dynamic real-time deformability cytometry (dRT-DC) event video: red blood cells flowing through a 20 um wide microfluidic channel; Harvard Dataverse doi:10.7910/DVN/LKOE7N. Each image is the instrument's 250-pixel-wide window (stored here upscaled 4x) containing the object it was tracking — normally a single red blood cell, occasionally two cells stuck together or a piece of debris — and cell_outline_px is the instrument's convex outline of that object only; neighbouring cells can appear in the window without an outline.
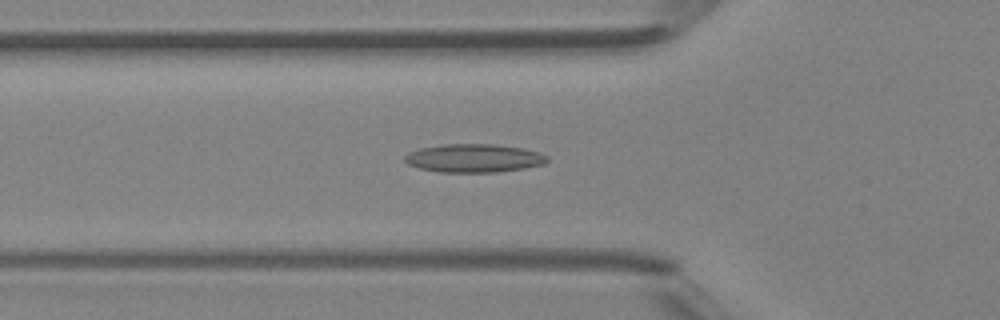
{"species": "Egyptian fruit bat (a non-hibernating species)", "species_latin": "Rousettus aegyptiacus", "temperature_condition": "room temperature", "stored_images_in_passage": 47, "camera_frame_rate_fps": 3000, "um_per_image_px": 0.085, "animal": {"sex": "female"}, "frame": {"image": 1, "passage_image": 16, "time_ms": 5.0, "image_size_px": [1000, 320], "cell_outline_px": [[548, 160], [544, 164], [524, 168], [496, 172], [440, 172], [420, 168], [408, 164], [404, 160], [404, 156], [408, 152], [420, 148], [444, 144], [496, 144], [524, 148], [540, 152], [548, 156]], "centroid_in_image_um": [40.3, 13.44], "position_along_channel_um": 85.5, "area_um2": 23.64}}
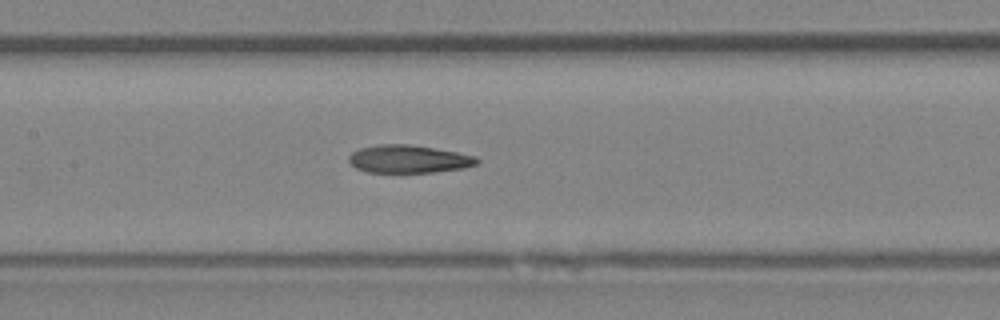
{"frame": {"image": 2, "passage_image": 22, "time_ms": 7.0, "image_size_px": [1000, 320], "cell_outline_px": [[480, 160], [476, 164], [464, 168], [436, 172], [368, 172], [356, 168], [348, 160], [348, 156], [352, 152], [360, 148], [380, 144], [408, 144], [456, 152], [476, 156]], "centroid_in_image_um": [34.73, 13.52], "position_along_channel_um": 172.7, "area_um2": 20.69}}
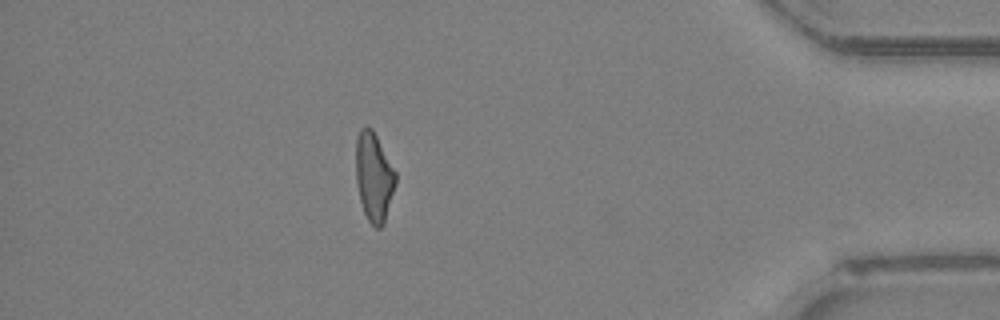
{"frame": {"image": 3, "passage_image": 41, "time_ms": 13.333, "image_size_px": [1000, 320], "cell_outline_px": [[396, 184], [384, 224], [380, 228], [376, 228], [368, 220], [364, 212], [360, 200], [356, 180], [356, 136], [360, 128], [372, 128], [396, 172]], "centroid_in_image_um": [31.78, 15.05], "position_along_channel_um": 403.4, "area_um2": 20.52}, "authors_computed_cell_mechanics": {"area_um2": 21.5594, "velocity_mm_per_s": 4.3576, "shape_relaxation_time_tau1_ms": null, "shape_relaxation_time_tau2_ms": 6.0933, "deformation_change_tau1": null, "deformation_change_tau2": 0.1757}}